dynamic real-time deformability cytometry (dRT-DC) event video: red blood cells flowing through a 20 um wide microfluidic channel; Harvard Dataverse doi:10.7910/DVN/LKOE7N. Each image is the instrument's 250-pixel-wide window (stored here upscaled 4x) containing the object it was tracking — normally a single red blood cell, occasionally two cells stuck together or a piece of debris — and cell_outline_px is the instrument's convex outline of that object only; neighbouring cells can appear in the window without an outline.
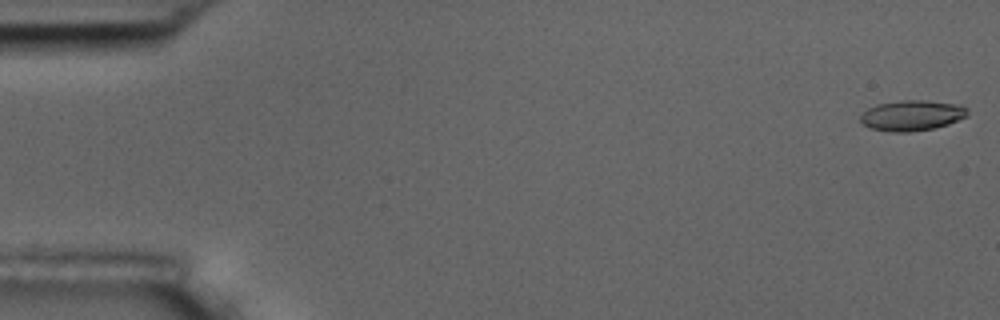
{"species": "common noctule bat (a hibernating species)", "species_latin": "Nyctalus noctula", "temperature_condition": "room temperature", "stored_images_in_passage": 7, "camera_frame_rate_fps": 3000, "um_per_image_px": 0.085, "animal": {"sex": "male", "body_mass_g": 17.5, "forearm_length_mm": 52.3}, "frame": {"image": 1, "passage_image": 1, "time_ms": 0.0, "image_size_px": [1000, 320], "cell_outline_px": [[968, 116], [948, 124], [932, 128], [908, 132], [892, 132], [868, 128], [860, 120], [860, 116], [868, 108], [876, 104], [900, 100], [928, 100], [960, 104], [968, 108]], "centroid_in_image_um": [77.52, 9.8], "position_along_channel_um": 7.5, "area_um2": 19.19}}